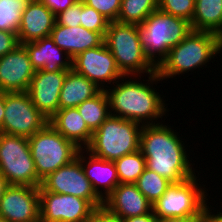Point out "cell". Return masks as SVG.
<instances>
[{
	"instance_id": "5bb4252c",
	"label": "cell",
	"mask_w": 222,
	"mask_h": 222,
	"mask_svg": "<svg viewBox=\"0 0 222 222\" xmlns=\"http://www.w3.org/2000/svg\"><path fill=\"white\" fill-rule=\"evenodd\" d=\"M0 216L9 222H36L40 220L39 188L9 185L1 198Z\"/></svg>"
},
{
	"instance_id": "cb8c5ba5",
	"label": "cell",
	"mask_w": 222,
	"mask_h": 222,
	"mask_svg": "<svg viewBox=\"0 0 222 222\" xmlns=\"http://www.w3.org/2000/svg\"><path fill=\"white\" fill-rule=\"evenodd\" d=\"M192 30L212 32L222 38V0H195Z\"/></svg>"
},
{
	"instance_id": "60d3db41",
	"label": "cell",
	"mask_w": 222,
	"mask_h": 222,
	"mask_svg": "<svg viewBox=\"0 0 222 222\" xmlns=\"http://www.w3.org/2000/svg\"><path fill=\"white\" fill-rule=\"evenodd\" d=\"M4 92L0 91V128L2 127L4 121Z\"/></svg>"
},
{
	"instance_id": "d4e9b609",
	"label": "cell",
	"mask_w": 222,
	"mask_h": 222,
	"mask_svg": "<svg viewBox=\"0 0 222 222\" xmlns=\"http://www.w3.org/2000/svg\"><path fill=\"white\" fill-rule=\"evenodd\" d=\"M77 109L88 128L94 132L111 115L109 100L105 90H101L93 98L85 100Z\"/></svg>"
},
{
	"instance_id": "f546056e",
	"label": "cell",
	"mask_w": 222,
	"mask_h": 222,
	"mask_svg": "<svg viewBox=\"0 0 222 222\" xmlns=\"http://www.w3.org/2000/svg\"><path fill=\"white\" fill-rule=\"evenodd\" d=\"M80 24L90 31L99 32L104 37L109 21L94 8L84 4V2L81 0Z\"/></svg>"
},
{
	"instance_id": "4316f807",
	"label": "cell",
	"mask_w": 222,
	"mask_h": 222,
	"mask_svg": "<svg viewBox=\"0 0 222 222\" xmlns=\"http://www.w3.org/2000/svg\"><path fill=\"white\" fill-rule=\"evenodd\" d=\"M119 183L135 184L146 168L142 152L122 156L114 161Z\"/></svg>"
},
{
	"instance_id": "603a6c76",
	"label": "cell",
	"mask_w": 222,
	"mask_h": 222,
	"mask_svg": "<svg viewBox=\"0 0 222 222\" xmlns=\"http://www.w3.org/2000/svg\"><path fill=\"white\" fill-rule=\"evenodd\" d=\"M102 89L85 76L68 71L59 96V109L77 107L85 100L93 98Z\"/></svg>"
},
{
	"instance_id": "e0dca14e",
	"label": "cell",
	"mask_w": 222,
	"mask_h": 222,
	"mask_svg": "<svg viewBox=\"0 0 222 222\" xmlns=\"http://www.w3.org/2000/svg\"><path fill=\"white\" fill-rule=\"evenodd\" d=\"M56 15L39 0H31L21 16L17 36L20 44L50 36Z\"/></svg>"
},
{
	"instance_id": "8d00e7d4",
	"label": "cell",
	"mask_w": 222,
	"mask_h": 222,
	"mask_svg": "<svg viewBox=\"0 0 222 222\" xmlns=\"http://www.w3.org/2000/svg\"><path fill=\"white\" fill-rule=\"evenodd\" d=\"M209 208V205L206 203L203 211V222H222V213L212 214L213 212Z\"/></svg>"
},
{
	"instance_id": "83f0119b",
	"label": "cell",
	"mask_w": 222,
	"mask_h": 222,
	"mask_svg": "<svg viewBox=\"0 0 222 222\" xmlns=\"http://www.w3.org/2000/svg\"><path fill=\"white\" fill-rule=\"evenodd\" d=\"M135 184L153 206L166 193L172 183L156 172L145 168Z\"/></svg>"
},
{
	"instance_id": "7c38bea8",
	"label": "cell",
	"mask_w": 222,
	"mask_h": 222,
	"mask_svg": "<svg viewBox=\"0 0 222 222\" xmlns=\"http://www.w3.org/2000/svg\"><path fill=\"white\" fill-rule=\"evenodd\" d=\"M42 222H89L95 208L85 199L39 187Z\"/></svg>"
},
{
	"instance_id": "2e32d148",
	"label": "cell",
	"mask_w": 222,
	"mask_h": 222,
	"mask_svg": "<svg viewBox=\"0 0 222 222\" xmlns=\"http://www.w3.org/2000/svg\"><path fill=\"white\" fill-rule=\"evenodd\" d=\"M68 71L37 70L31 79L27 92L35 107L48 119L59 109V96Z\"/></svg>"
},
{
	"instance_id": "3957f363",
	"label": "cell",
	"mask_w": 222,
	"mask_h": 222,
	"mask_svg": "<svg viewBox=\"0 0 222 222\" xmlns=\"http://www.w3.org/2000/svg\"><path fill=\"white\" fill-rule=\"evenodd\" d=\"M222 52V38L212 32L192 30L179 44L173 46L167 56L156 66L161 80L176 77L202 66Z\"/></svg>"
},
{
	"instance_id": "ffe728a7",
	"label": "cell",
	"mask_w": 222,
	"mask_h": 222,
	"mask_svg": "<svg viewBox=\"0 0 222 222\" xmlns=\"http://www.w3.org/2000/svg\"><path fill=\"white\" fill-rule=\"evenodd\" d=\"M85 152L86 150L80 149L76 158L81 162L85 175L91 182L96 194L105 201L120 184L115 163L114 161L97 158L88 152L86 155L89 154V156L84 157L83 154ZM99 187L101 189L103 188L104 192H102Z\"/></svg>"
},
{
	"instance_id": "ac0fdd59",
	"label": "cell",
	"mask_w": 222,
	"mask_h": 222,
	"mask_svg": "<svg viewBox=\"0 0 222 222\" xmlns=\"http://www.w3.org/2000/svg\"><path fill=\"white\" fill-rule=\"evenodd\" d=\"M103 206L122 219L148 214L153 210L137 185L127 183H120L105 199Z\"/></svg>"
},
{
	"instance_id": "5b68a950",
	"label": "cell",
	"mask_w": 222,
	"mask_h": 222,
	"mask_svg": "<svg viewBox=\"0 0 222 222\" xmlns=\"http://www.w3.org/2000/svg\"><path fill=\"white\" fill-rule=\"evenodd\" d=\"M141 131V124L110 115L93 132L86 152L100 159L115 161L140 150Z\"/></svg>"
},
{
	"instance_id": "4fadbf2b",
	"label": "cell",
	"mask_w": 222,
	"mask_h": 222,
	"mask_svg": "<svg viewBox=\"0 0 222 222\" xmlns=\"http://www.w3.org/2000/svg\"><path fill=\"white\" fill-rule=\"evenodd\" d=\"M72 69L94 82L102 90L107 87L103 85L105 82L114 84L116 80L125 77L105 43L78 54L72 59Z\"/></svg>"
},
{
	"instance_id": "f35d334b",
	"label": "cell",
	"mask_w": 222,
	"mask_h": 222,
	"mask_svg": "<svg viewBox=\"0 0 222 222\" xmlns=\"http://www.w3.org/2000/svg\"><path fill=\"white\" fill-rule=\"evenodd\" d=\"M155 220H156V216L154 215V212L152 210L148 214L129 217L127 219H124V222H155Z\"/></svg>"
},
{
	"instance_id": "d6a6232c",
	"label": "cell",
	"mask_w": 222,
	"mask_h": 222,
	"mask_svg": "<svg viewBox=\"0 0 222 222\" xmlns=\"http://www.w3.org/2000/svg\"><path fill=\"white\" fill-rule=\"evenodd\" d=\"M81 20V0L76 1L72 6L68 7L65 11H62L56 15V23L76 27L80 26Z\"/></svg>"
},
{
	"instance_id": "6da1fadb",
	"label": "cell",
	"mask_w": 222,
	"mask_h": 222,
	"mask_svg": "<svg viewBox=\"0 0 222 222\" xmlns=\"http://www.w3.org/2000/svg\"><path fill=\"white\" fill-rule=\"evenodd\" d=\"M178 136L174 129L161 123L142 126L140 136V151L146 159V168L171 183L184 182L196 175L185 144Z\"/></svg>"
},
{
	"instance_id": "d6986e66",
	"label": "cell",
	"mask_w": 222,
	"mask_h": 222,
	"mask_svg": "<svg viewBox=\"0 0 222 222\" xmlns=\"http://www.w3.org/2000/svg\"><path fill=\"white\" fill-rule=\"evenodd\" d=\"M35 71L56 72L72 70V59L59 48L50 36L22 44ZM64 54V56L62 55ZM64 58V60H63Z\"/></svg>"
},
{
	"instance_id": "1f68e13d",
	"label": "cell",
	"mask_w": 222,
	"mask_h": 222,
	"mask_svg": "<svg viewBox=\"0 0 222 222\" xmlns=\"http://www.w3.org/2000/svg\"><path fill=\"white\" fill-rule=\"evenodd\" d=\"M84 4L94 8L102 14L109 22L117 21L121 0H82Z\"/></svg>"
},
{
	"instance_id": "44dd1931",
	"label": "cell",
	"mask_w": 222,
	"mask_h": 222,
	"mask_svg": "<svg viewBox=\"0 0 222 222\" xmlns=\"http://www.w3.org/2000/svg\"><path fill=\"white\" fill-rule=\"evenodd\" d=\"M50 37L71 59L87 49L104 43V37L99 32L90 31L81 25L69 27L55 23Z\"/></svg>"
},
{
	"instance_id": "ab89813d",
	"label": "cell",
	"mask_w": 222,
	"mask_h": 222,
	"mask_svg": "<svg viewBox=\"0 0 222 222\" xmlns=\"http://www.w3.org/2000/svg\"><path fill=\"white\" fill-rule=\"evenodd\" d=\"M8 186L7 179L0 173V202Z\"/></svg>"
},
{
	"instance_id": "9c48e42d",
	"label": "cell",
	"mask_w": 222,
	"mask_h": 222,
	"mask_svg": "<svg viewBox=\"0 0 222 222\" xmlns=\"http://www.w3.org/2000/svg\"><path fill=\"white\" fill-rule=\"evenodd\" d=\"M197 178L195 175L184 182L172 183L153 205L154 215L162 218L203 217L208 195L202 186L199 187Z\"/></svg>"
},
{
	"instance_id": "4dcf8cb0",
	"label": "cell",
	"mask_w": 222,
	"mask_h": 222,
	"mask_svg": "<svg viewBox=\"0 0 222 222\" xmlns=\"http://www.w3.org/2000/svg\"><path fill=\"white\" fill-rule=\"evenodd\" d=\"M158 8L168 14L192 21L195 0H158Z\"/></svg>"
},
{
	"instance_id": "8fae6325",
	"label": "cell",
	"mask_w": 222,
	"mask_h": 222,
	"mask_svg": "<svg viewBox=\"0 0 222 222\" xmlns=\"http://www.w3.org/2000/svg\"><path fill=\"white\" fill-rule=\"evenodd\" d=\"M41 186L48 192L73 195L87 200L94 208L104 205L85 175L81 162L75 158L71 163L50 173Z\"/></svg>"
},
{
	"instance_id": "9a60e30c",
	"label": "cell",
	"mask_w": 222,
	"mask_h": 222,
	"mask_svg": "<svg viewBox=\"0 0 222 222\" xmlns=\"http://www.w3.org/2000/svg\"><path fill=\"white\" fill-rule=\"evenodd\" d=\"M26 48L20 44L0 58V91H28L35 74Z\"/></svg>"
},
{
	"instance_id": "7402d4cb",
	"label": "cell",
	"mask_w": 222,
	"mask_h": 222,
	"mask_svg": "<svg viewBox=\"0 0 222 222\" xmlns=\"http://www.w3.org/2000/svg\"><path fill=\"white\" fill-rule=\"evenodd\" d=\"M48 123L80 149L85 150L91 141L93 132L88 128L77 107L58 109Z\"/></svg>"
},
{
	"instance_id": "d590c367",
	"label": "cell",
	"mask_w": 222,
	"mask_h": 222,
	"mask_svg": "<svg viewBox=\"0 0 222 222\" xmlns=\"http://www.w3.org/2000/svg\"><path fill=\"white\" fill-rule=\"evenodd\" d=\"M44 3L55 15L65 11L78 0H39Z\"/></svg>"
},
{
	"instance_id": "484cf974",
	"label": "cell",
	"mask_w": 222,
	"mask_h": 222,
	"mask_svg": "<svg viewBox=\"0 0 222 222\" xmlns=\"http://www.w3.org/2000/svg\"><path fill=\"white\" fill-rule=\"evenodd\" d=\"M156 9L158 0H121L117 22L141 25Z\"/></svg>"
},
{
	"instance_id": "836d02e7",
	"label": "cell",
	"mask_w": 222,
	"mask_h": 222,
	"mask_svg": "<svg viewBox=\"0 0 222 222\" xmlns=\"http://www.w3.org/2000/svg\"><path fill=\"white\" fill-rule=\"evenodd\" d=\"M18 45L20 42L16 32L0 30V58L12 52Z\"/></svg>"
},
{
	"instance_id": "8992f818",
	"label": "cell",
	"mask_w": 222,
	"mask_h": 222,
	"mask_svg": "<svg viewBox=\"0 0 222 222\" xmlns=\"http://www.w3.org/2000/svg\"><path fill=\"white\" fill-rule=\"evenodd\" d=\"M139 27L141 44L146 56L155 66L161 63L173 46L179 44L192 31L188 20L165 13L159 8Z\"/></svg>"
},
{
	"instance_id": "ba28073f",
	"label": "cell",
	"mask_w": 222,
	"mask_h": 222,
	"mask_svg": "<svg viewBox=\"0 0 222 222\" xmlns=\"http://www.w3.org/2000/svg\"><path fill=\"white\" fill-rule=\"evenodd\" d=\"M0 173L9 185L41 186L27 137L0 132Z\"/></svg>"
},
{
	"instance_id": "7a4b0ae2",
	"label": "cell",
	"mask_w": 222,
	"mask_h": 222,
	"mask_svg": "<svg viewBox=\"0 0 222 222\" xmlns=\"http://www.w3.org/2000/svg\"><path fill=\"white\" fill-rule=\"evenodd\" d=\"M126 78L130 76L123 77L120 82L116 81L112 89H108V86L104 89L109 100L110 114L137 122L142 126L159 124L160 122L156 121L158 118L162 120L168 110L163 98L151 85L162 81L157 72L149 74L147 83Z\"/></svg>"
},
{
	"instance_id": "52a82bcc",
	"label": "cell",
	"mask_w": 222,
	"mask_h": 222,
	"mask_svg": "<svg viewBox=\"0 0 222 222\" xmlns=\"http://www.w3.org/2000/svg\"><path fill=\"white\" fill-rule=\"evenodd\" d=\"M37 176L44 180L50 173L71 163L78 154V148L49 123L28 138Z\"/></svg>"
},
{
	"instance_id": "e575fe53",
	"label": "cell",
	"mask_w": 222,
	"mask_h": 222,
	"mask_svg": "<svg viewBox=\"0 0 222 222\" xmlns=\"http://www.w3.org/2000/svg\"><path fill=\"white\" fill-rule=\"evenodd\" d=\"M89 222H124V219L111 213L106 207L95 208Z\"/></svg>"
},
{
	"instance_id": "f1b7e54d",
	"label": "cell",
	"mask_w": 222,
	"mask_h": 222,
	"mask_svg": "<svg viewBox=\"0 0 222 222\" xmlns=\"http://www.w3.org/2000/svg\"><path fill=\"white\" fill-rule=\"evenodd\" d=\"M31 0H0V30L16 32L21 16Z\"/></svg>"
},
{
	"instance_id": "30bf717a",
	"label": "cell",
	"mask_w": 222,
	"mask_h": 222,
	"mask_svg": "<svg viewBox=\"0 0 222 222\" xmlns=\"http://www.w3.org/2000/svg\"><path fill=\"white\" fill-rule=\"evenodd\" d=\"M4 112L0 132L9 135L29 138L49 120L35 107L27 91L4 92Z\"/></svg>"
},
{
	"instance_id": "74e56055",
	"label": "cell",
	"mask_w": 222,
	"mask_h": 222,
	"mask_svg": "<svg viewBox=\"0 0 222 222\" xmlns=\"http://www.w3.org/2000/svg\"><path fill=\"white\" fill-rule=\"evenodd\" d=\"M155 222H203V217H180V218L156 217Z\"/></svg>"
},
{
	"instance_id": "277c9868",
	"label": "cell",
	"mask_w": 222,
	"mask_h": 222,
	"mask_svg": "<svg viewBox=\"0 0 222 222\" xmlns=\"http://www.w3.org/2000/svg\"><path fill=\"white\" fill-rule=\"evenodd\" d=\"M104 43L112 53L124 76L139 77L156 72V66L146 56L141 44L140 27L136 24L109 22Z\"/></svg>"
},
{
	"instance_id": "b9f144b4",
	"label": "cell",
	"mask_w": 222,
	"mask_h": 222,
	"mask_svg": "<svg viewBox=\"0 0 222 222\" xmlns=\"http://www.w3.org/2000/svg\"><path fill=\"white\" fill-rule=\"evenodd\" d=\"M0 222H9L7 219L0 216Z\"/></svg>"
}]
</instances>
